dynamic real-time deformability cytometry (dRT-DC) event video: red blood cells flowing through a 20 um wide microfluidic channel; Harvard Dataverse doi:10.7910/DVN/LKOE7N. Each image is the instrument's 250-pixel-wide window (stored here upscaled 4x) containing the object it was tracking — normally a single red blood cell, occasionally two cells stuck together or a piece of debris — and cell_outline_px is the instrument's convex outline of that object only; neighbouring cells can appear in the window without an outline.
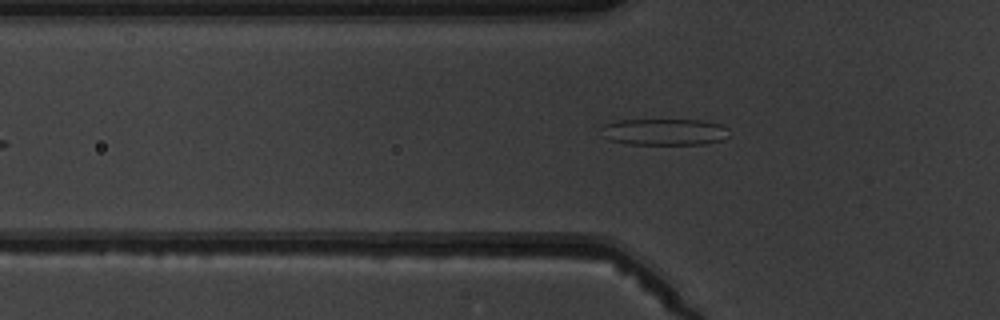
{"species": "common noctule bat (a hibernating species)", "species_latin": "Nyctalus noctula", "temperature_condition": "warm", "stored_images_in_passage": 2, "camera_frame_rate_fps": 3000, "um_per_image_px": 0.085, "animal": {"sex": "male", "body_mass_g": 19.5, "forearm_length_mm": 54.6}, "frame": {"image": 1, "passage_image": 2, "time_ms": 1.333, "image_size_px": [1000, 320], "cell_outline_px": [[728, 136], [724, 140], [704, 144], [628, 144], [612, 140], [600, 136], [600, 128], [604, 124], [620, 120], [704, 120], [720, 124], [728, 128]], "centroid_in_image_um": [56.46, 11.21], "position_along_channel_um": 69.3, "area_um2": 20.0}}